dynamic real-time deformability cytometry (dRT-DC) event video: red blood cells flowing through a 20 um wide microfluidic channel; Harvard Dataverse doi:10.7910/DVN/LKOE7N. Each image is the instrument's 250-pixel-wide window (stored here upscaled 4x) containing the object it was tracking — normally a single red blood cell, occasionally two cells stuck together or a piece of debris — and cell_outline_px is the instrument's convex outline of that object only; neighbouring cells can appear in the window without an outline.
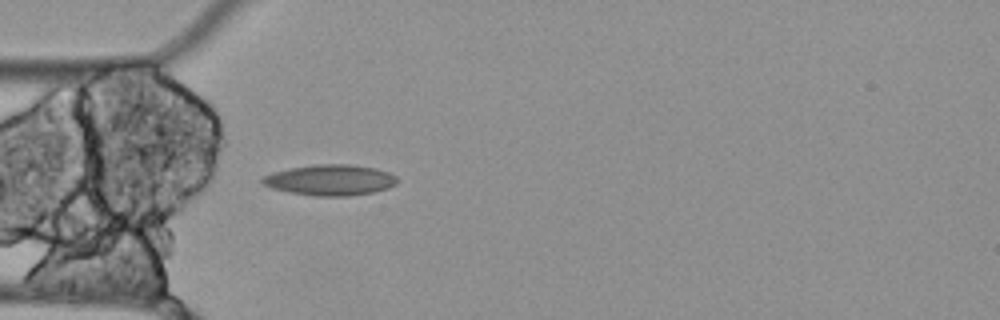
{"species": "Egyptian fruit bat (a non-hibernating species)", "species_latin": "Rousettus aegyptiacus", "temperature_condition": "cold", "stored_images_in_passage": 19, "camera_frame_rate_fps": 3000, "um_per_image_px": 0.085, "animal": {"sex": "female"}, "frame": {"image": 1, "passage_image": 16, "time_ms": 5.0, "image_size_px": [1000, 320], "cell_outline_px": [[396, 184], [388, 188], [372, 192], [348, 196], [316, 196], [292, 192], [272, 188], [264, 184], [260, 180], [264, 176], [272, 172], [288, 168], [312, 164], [348, 164], [376, 168], [388, 172], [396, 176]], "centroid_in_image_um": [28.06, 15.29], "position_along_channel_um": 56.9, "area_um2": 24.1}}